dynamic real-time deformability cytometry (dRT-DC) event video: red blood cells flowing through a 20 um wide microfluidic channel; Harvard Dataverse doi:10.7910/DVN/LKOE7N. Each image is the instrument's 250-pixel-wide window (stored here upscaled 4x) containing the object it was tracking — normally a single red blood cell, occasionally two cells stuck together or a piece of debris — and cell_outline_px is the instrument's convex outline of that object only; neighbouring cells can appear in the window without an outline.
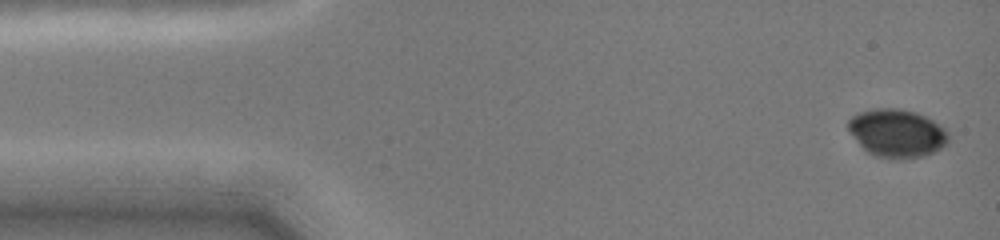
{"species": "common noctule bat (a hibernating species)", "species_latin": "Nyctalus noctula", "temperature_condition": "cold", "stored_images_in_passage": 7, "camera_frame_rate_fps": 3000, "um_per_image_px": 0.085, "animal": {"sex": "female", "body_mass_g": 19.0, "forearm_length_mm": 51.5}, "frame": {"image": 1, "passage_image": 1, "time_ms": 0.0, "image_size_px": [1000, 240], "cell_outline_px": [[948, 144], [924, 156], [904, 160], [900, 160], [876, 156], [868, 152], [848, 132], [848, 120], [852, 116], [860, 112], [876, 108], [900, 108], [916, 112], [928, 116], [944, 128], [948, 132]], "centroid_in_image_um": [76.25, 11.32], "position_along_channel_um": 8.7, "area_um2": 28.38}}
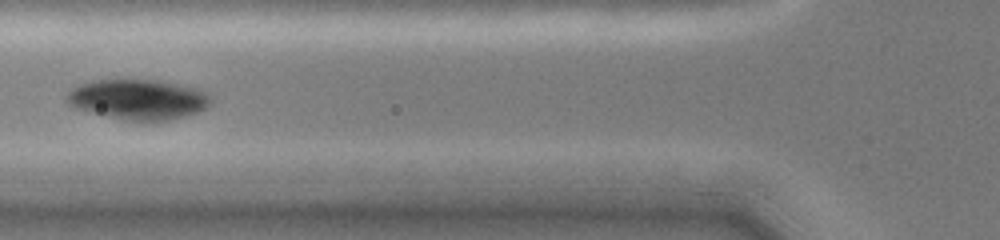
{"frame": {"image": 2, "passage_image": 6, "time_ms": 5.333, "image_size_px": [1000, 240], "cell_outline_px": [[212, 104], [196, 112], [172, 120], [124, 120], [72, 108], [68, 104], [68, 92], [72, 88], [80, 84], [92, 80], [156, 80], [200, 88], [208, 92], [212, 96]], "centroid_in_image_um": [11.77, 8.44], "position_along_channel_um": 114.0, "area_um2": 33.81}}
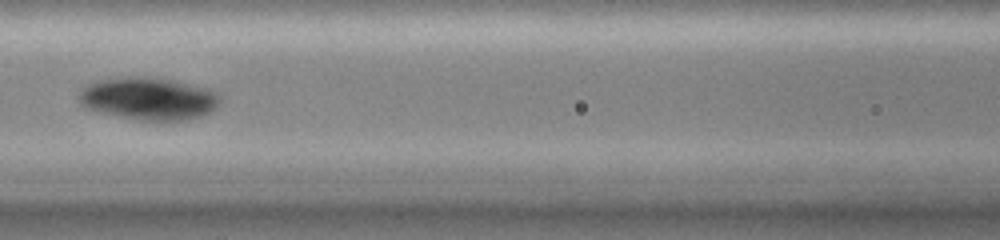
{"frame": {"image": 3, "passage_image": 7, "time_ms": 6.333, "image_size_px": [1000, 240], "cell_outline_px": [[220, 104], [216, 108], [200, 116], [184, 120], [140, 120], [100, 112], [84, 108], [80, 104], [80, 92], [88, 84], [100, 80], [124, 76], [140, 76], [176, 80], [208, 88], [216, 92], [220, 96]], "centroid_in_image_um": [12.65, 8.37], "position_along_channel_um": 153.9, "area_um2": 34.97}}